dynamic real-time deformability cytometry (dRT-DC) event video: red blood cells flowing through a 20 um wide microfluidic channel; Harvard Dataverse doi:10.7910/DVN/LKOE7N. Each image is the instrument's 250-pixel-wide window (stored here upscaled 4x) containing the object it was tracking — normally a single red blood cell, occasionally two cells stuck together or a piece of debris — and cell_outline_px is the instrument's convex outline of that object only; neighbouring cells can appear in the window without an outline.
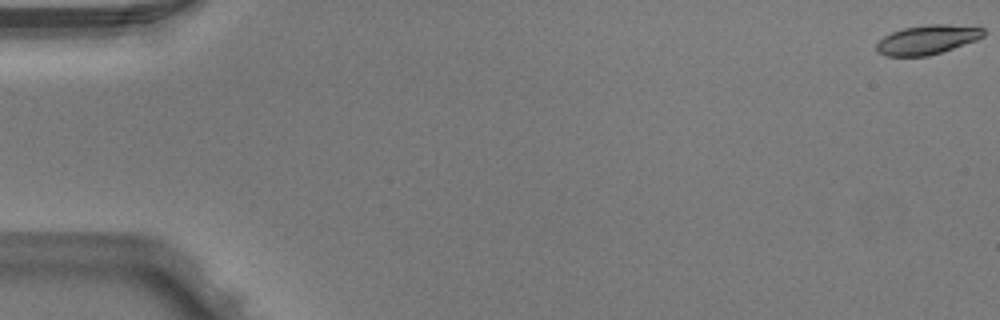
{"species": "Egyptian fruit bat (a non-hibernating species)", "species_latin": "Rousettus aegyptiacus", "temperature_condition": "warm", "stored_images_in_passage": 5, "camera_frame_rate_fps": 3000, "um_per_image_px": 0.085, "animal": {"sex": "male"}, "frame": {"image": 1, "passage_image": 1, "time_ms": 0.0, "image_size_px": [1000, 320], "cell_outline_px": [[984, 36], [976, 40], [928, 56], [884, 56], [876, 52], [876, 44], [884, 36], [892, 32], [904, 28], [928, 24], [948, 24], [984, 28]], "centroid_in_image_um": [78.78, 3.37], "position_along_channel_um": 6.2, "area_um2": 18.15}}
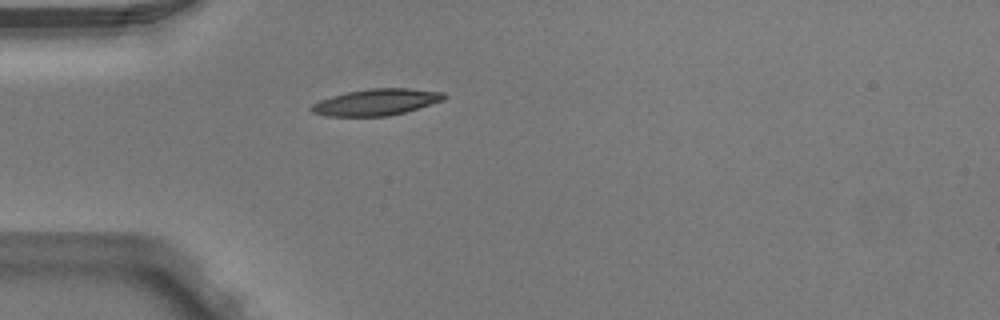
{"frame": {"image": 2, "passage_image": 5, "time_ms": 1.333, "image_size_px": [1000, 320], "cell_outline_px": [[448, 96], [444, 100], [404, 112], [388, 116], [328, 116], [312, 112], [308, 108], [312, 104], [320, 100], [332, 96], [348, 92], [372, 88], [408, 88], [444, 92]], "centroid_in_image_um": [31.99, 8.68], "position_along_channel_um": 53.0, "area_um2": 20.35}}